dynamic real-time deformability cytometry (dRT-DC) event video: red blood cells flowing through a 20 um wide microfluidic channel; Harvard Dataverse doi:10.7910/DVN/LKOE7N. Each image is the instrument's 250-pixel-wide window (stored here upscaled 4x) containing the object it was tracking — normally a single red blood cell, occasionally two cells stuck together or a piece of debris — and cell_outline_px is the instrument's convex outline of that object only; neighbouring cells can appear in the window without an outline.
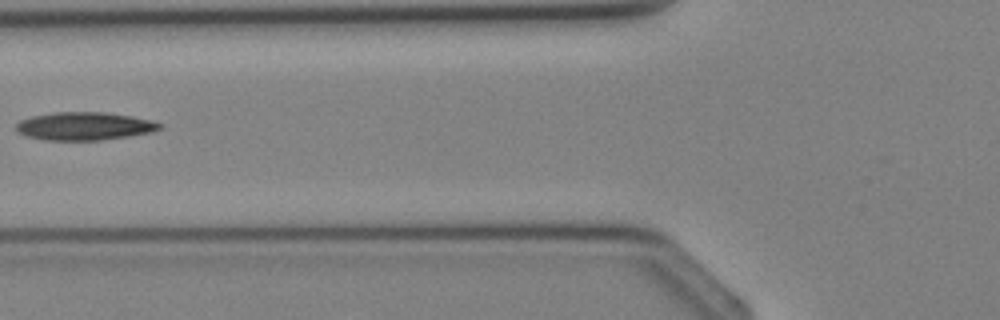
{"species": "Egyptian fruit bat (a non-hibernating species)", "species_latin": "Rousettus aegyptiacus", "temperature_condition": "cold", "stored_images_in_passage": 2, "camera_frame_rate_fps": 3000, "um_per_image_px": 0.085, "animal": {"sex": "female"}, "frame": {"image": 1, "passage_image": 2, "time_ms": 2.0, "image_size_px": [1000, 320], "cell_outline_px": [[160, 128], [152, 132], [128, 136], [100, 140], [44, 140], [28, 136], [16, 132], [16, 124], [20, 120], [32, 116], [56, 112], [104, 112], [132, 116], [152, 120], [160, 124]], "centroid_in_image_um": [7.15, 10.72], "position_along_channel_um": 118.7, "area_um2": 23.35}}